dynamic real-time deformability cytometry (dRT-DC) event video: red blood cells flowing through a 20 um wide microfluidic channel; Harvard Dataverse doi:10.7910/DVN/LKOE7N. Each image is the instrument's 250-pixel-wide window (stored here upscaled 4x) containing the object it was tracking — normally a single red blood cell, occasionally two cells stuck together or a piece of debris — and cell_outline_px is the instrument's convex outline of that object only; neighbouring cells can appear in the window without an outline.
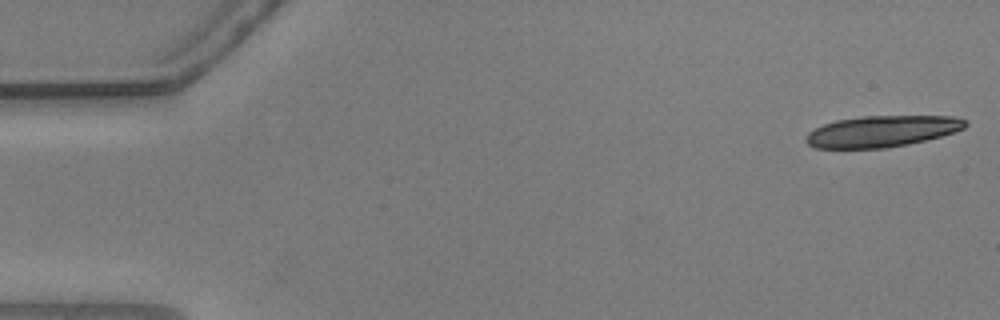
{"species": "common noctule bat (a hibernating species)", "species_latin": "Nyctalus noctula", "temperature_condition": "warm", "stored_images_in_passage": 5, "camera_frame_rate_fps": 3000, "um_per_image_px": 0.085, "animal": {"sex": "male", "body_mass_g": 20.5, "forearm_length_mm": 52.5}, "frame": {"image": 1, "passage_image": 1, "time_ms": 0.0, "image_size_px": [1000, 320], "cell_outline_px": [[968, 124], [964, 128], [940, 136], [924, 140], [884, 148], [816, 148], [808, 144], [804, 140], [808, 132], [824, 124], [836, 120], [860, 116], [956, 116], [968, 120]], "centroid_in_image_um": [74.95, 11.14], "position_along_channel_um": 10.0, "area_um2": 28.9}}